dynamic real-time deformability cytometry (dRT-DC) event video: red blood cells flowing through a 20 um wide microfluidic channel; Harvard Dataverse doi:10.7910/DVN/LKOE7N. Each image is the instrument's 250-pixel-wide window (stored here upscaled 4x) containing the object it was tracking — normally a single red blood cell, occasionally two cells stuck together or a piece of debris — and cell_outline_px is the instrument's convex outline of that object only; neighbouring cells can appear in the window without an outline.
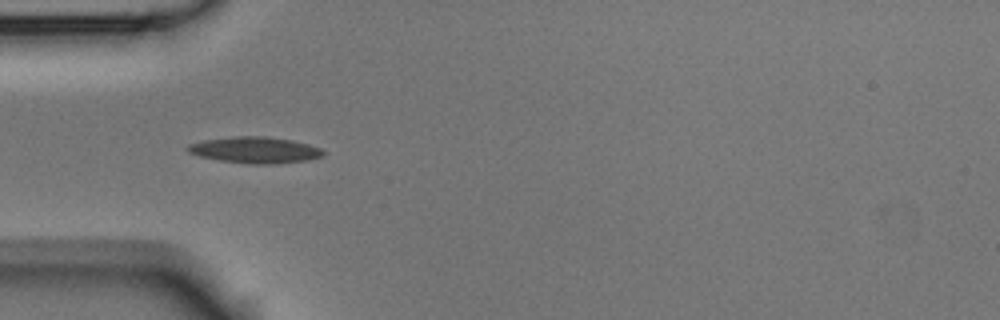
{"species": "Egyptian fruit bat (a non-hibernating species)", "species_latin": "Rousettus aegyptiacus", "temperature_condition": "room temperature", "stored_images_in_passage": 6, "camera_frame_rate_fps": 3000, "um_per_image_px": 0.085, "animal": {"sex": "male"}, "frame": {"image": 1, "passage_image": 5, "time_ms": 1.333, "image_size_px": [1000, 320], "cell_outline_px": [[324, 156], [308, 160], [272, 164], [248, 164], [220, 160], [200, 156], [188, 152], [184, 148], [188, 144], [204, 140], [236, 136], [264, 136], [292, 140], [308, 144], [320, 148], [324, 152]], "centroid_in_image_um": [21.66, 12.75], "position_along_channel_um": 63.3, "area_um2": 20.75}}
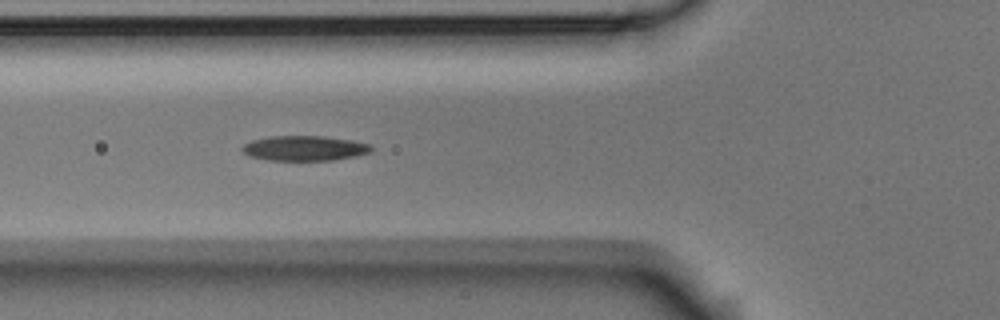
{"frame": {"image": 2, "passage_image": 6, "time_ms": 1.667, "image_size_px": [1000, 320], "cell_outline_px": [[372, 152], [356, 156], [332, 160], [268, 160], [248, 156], [240, 148], [244, 144], [252, 140], [268, 136], [324, 136], [352, 140], [372, 144]], "centroid_in_image_um": [25.89, 12.59], "position_along_channel_um": 99.9, "area_um2": 18.96}}